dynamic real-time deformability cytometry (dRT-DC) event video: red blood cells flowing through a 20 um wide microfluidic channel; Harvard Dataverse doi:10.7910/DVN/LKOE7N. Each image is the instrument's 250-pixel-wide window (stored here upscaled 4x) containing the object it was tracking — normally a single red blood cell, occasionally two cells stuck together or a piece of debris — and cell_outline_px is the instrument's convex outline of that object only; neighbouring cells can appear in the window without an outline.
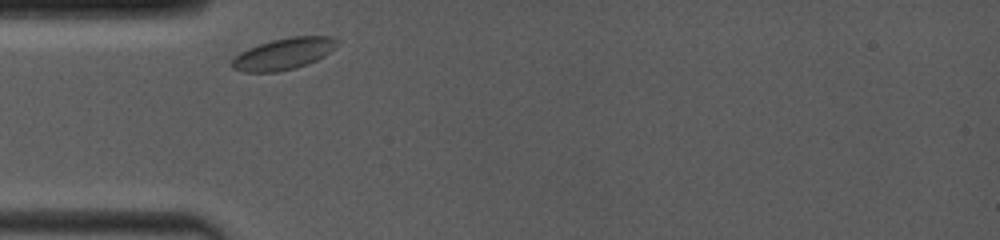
{"species": "common noctule bat (a hibernating species)", "species_latin": "Nyctalus noctula", "temperature_condition": "room temperature", "stored_images_in_passage": 18, "camera_frame_rate_fps": 4000, "um_per_image_px": 0.085, "animal": {"sex": "female", "body_mass_g": 19.0, "forearm_length_mm": 53.3}, "frame": {"image": 1, "passage_image": 1, "time_ms": 0.0, "image_size_px": [1000, 240], "cell_outline_px": [[340, 40], [336, 48], [324, 56], [308, 64], [296, 68], [276, 72], [244, 72], [232, 68], [232, 60], [240, 52], [248, 48], [272, 40], [292, 36], [332, 36]], "centroid_in_image_um": [24.15, 4.57], "position_along_channel_um": 60.8, "area_um2": 19.42}}
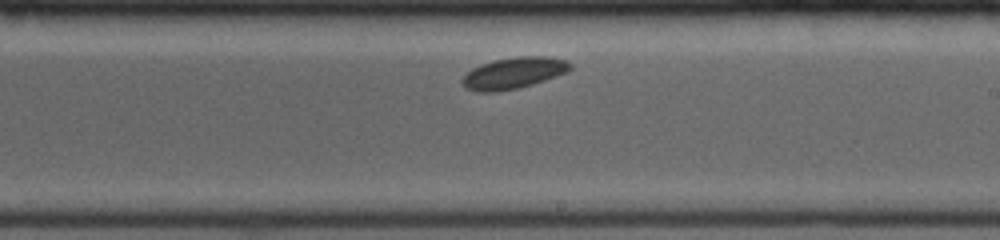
{"frame": {"image": 2, "passage_image": 11, "time_ms": 5.0, "image_size_px": [1000, 240], "cell_outline_px": [[572, 68], [556, 76], [532, 84], [516, 88], [496, 92], [476, 92], [464, 88], [460, 80], [472, 68], [480, 64], [492, 60], [516, 56], [548, 56], [568, 60], [572, 64]], "centroid_in_image_um": [43.62, 6.2], "position_along_channel_um": 245.4, "area_um2": 19.88}}
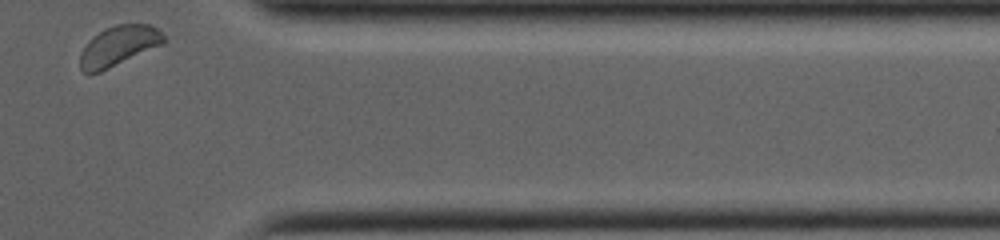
{"frame": {"image": 3, "passage_image": 18, "time_ms": 9.25, "image_size_px": [1000, 240], "cell_outline_px": [[168, 40], [164, 44], [100, 72], [88, 76], [80, 68], [80, 52], [88, 40], [92, 36], [104, 28], [116, 24], [148, 24], [164, 32]], "centroid_in_image_um": [10.09, 3.9], "position_along_channel_um": 401.3, "area_um2": 20.0}}